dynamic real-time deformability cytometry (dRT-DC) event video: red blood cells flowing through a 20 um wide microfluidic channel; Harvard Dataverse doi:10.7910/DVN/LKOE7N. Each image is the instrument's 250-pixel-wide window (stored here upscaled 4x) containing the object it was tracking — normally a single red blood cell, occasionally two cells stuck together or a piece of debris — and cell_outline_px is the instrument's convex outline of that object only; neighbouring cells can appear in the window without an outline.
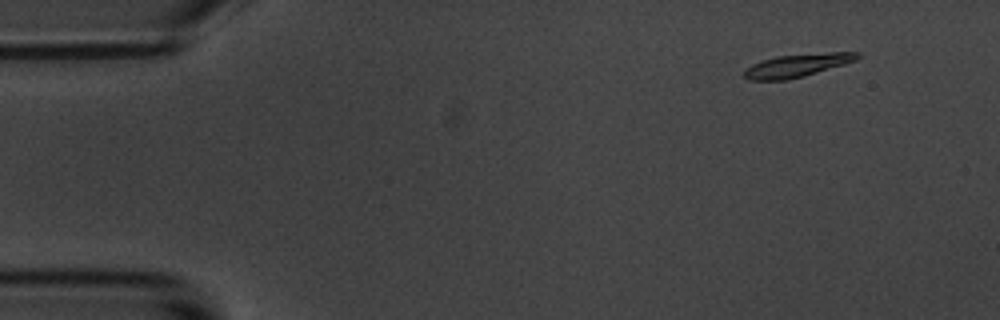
{"species": "common noctule bat (a hibernating species)", "species_latin": "Nyctalus noctula", "temperature_condition": "room temperature", "stored_images_in_passage": 6, "camera_frame_rate_fps": 3000, "um_per_image_px": 0.085, "animal": {"sex": "male", "body_mass_g": 20.1, "forearm_length_mm": 53.5}, "frame": {"image": 1, "passage_image": 2, "time_ms": 1.0, "image_size_px": [1000, 320], "cell_outline_px": [[860, 56], [856, 60], [844, 64], [804, 76], [788, 80], [748, 80], [744, 76], [744, 68], [752, 64], [776, 56], [828, 52], [860, 52]], "centroid_in_image_um": [67.74, 5.56], "position_along_channel_um": 17.3, "area_um2": 15.14}}
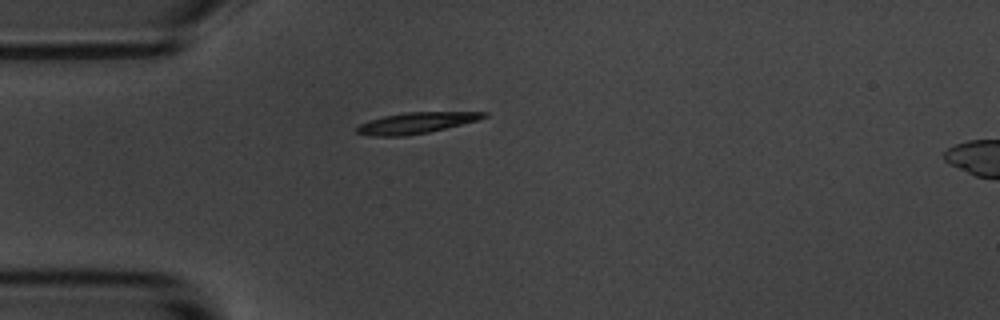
{"frame": {"image": 2, "passage_image": 5, "time_ms": 4.333, "image_size_px": [1000, 320], "cell_outline_px": [[488, 116], [480, 120], [428, 132], [404, 136], [372, 136], [356, 132], [356, 128], [360, 124], [368, 120], [384, 116], [404, 112], [488, 112]], "centroid_in_image_um": [35.39, 10.44], "position_along_channel_um": 49.6, "area_um2": 15.55}}